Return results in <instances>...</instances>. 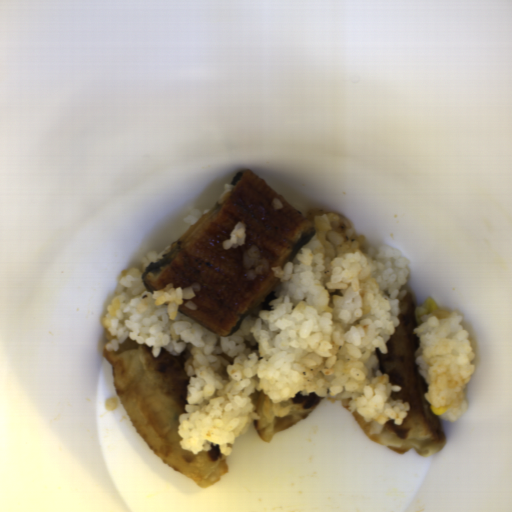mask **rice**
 I'll return each instance as SVG.
<instances>
[{"instance_id":"652b925c","label":"rice","mask_w":512,"mask_h":512,"mask_svg":"<svg viewBox=\"0 0 512 512\" xmlns=\"http://www.w3.org/2000/svg\"><path fill=\"white\" fill-rule=\"evenodd\" d=\"M316 234L283 267L270 296L254 308L232 335H220L180 313L197 310L191 299L201 287L167 283L150 293L143 274L169 251H149L140 267L122 269L115 296L101 318L105 349L117 352L126 339L183 356L189 378L186 405L177 427L181 449L194 455L218 446L229 456L246 435L255 413L256 390L274 402L314 393L338 401L369 423V435L389 420L405 422L409 402L379 367L399 316L410 277L408 261L390 246L357 235L348 216L309 210Z\"/></svg>"},{"instance_id":"023b6e5f","label":"rice","mask_w":512,"mask_h":512,"mask_svg":"<svg viewBox=\"0 0 512 512\" xmlns=\"http://www.w3.org/2000/svg\"><path fill=\"white\" fill-rule=\"evenodd\" d=\"M414 316L417 326L412 333L419 340L414 357L427 382L424 398L430 406L447 408L438 415L443 422H455L469 408L464 391L475 371V343L457 312L437 308L428 313L417 306Z\"/></svg>"},{"instance_id":"8eca5e8b","label":"rice","mask_w":512,"mask_h":512,"mask_svg":"<svg viewBox=\"0 0 512 512\" xmlns=\"http://www.w3.org/2000/svg\"><path fill=\"white\" fill-rule=\"evenodd\" d=\"M243 267H246V279L255 280L262 273L269 272V260L262 256L259 246L252 245L245 251L243 257Z\"/></svg>"},{"instance_id":"acb35da6","label":"rice","mask_w":512,"mask_h":512,"mask_svg":"<svg viewBox=\"0 0 512 512\" xmlns=\"http://www.w3.org/2000/svg\"><path fill=\"white\" fill-rule=\"evenodd\" d=\"M247 240V232H246V222L238 221L232 231L230 232L229 239L222 241L223 250H228L231 248L243 246L246 244Z\"/></svg>"},{"instance_id":"b023fe2a","label":"rice","mask_w":512,"mask_h":512,"mask_svg":"<svg viewBox=\"0 0 512 512\" xmlns=\"http://www.w3.org/2000/svg\"><path fill=\"white\" fill-rule=\"evenodd\" d=\"M209 211L210 208L205 209L203 212H201L199 208H194L190 214L184 217L183 221L193 226L201 217H203Z\"/></svg>"},{"instance_id":"e3fd555f","label":"rice","mask_w":512,"mask_h":512,"mask_svg":"<svg viewBox=\"0 0 512 512\" xmlns=\"http://www.w3.org/2000/svg\"><path fill=\"white\" fill-rule=\"evenodd\" d=\"M271 204H272L273 208L276 210L283 208V203L281 202L280 199H278L276 197H273Z\"/></svg>"},{"instance_id":"a3056103","label":"rice","mask_w":512,"mask_h":512,"mask_svg":"<svg viewBox=\"0 0 512 512\" xmlns=\"http://www.w3.org/2000/svg\"><path fill=\"white\" fill-rule=\"evenodd\" d=\"M233 189V185L230 184V183H226L224 184V191L222 192L221 196H220V199L222 197H224L226 194H228L229 192H231Z\"/></svg>"}]
</instances>
